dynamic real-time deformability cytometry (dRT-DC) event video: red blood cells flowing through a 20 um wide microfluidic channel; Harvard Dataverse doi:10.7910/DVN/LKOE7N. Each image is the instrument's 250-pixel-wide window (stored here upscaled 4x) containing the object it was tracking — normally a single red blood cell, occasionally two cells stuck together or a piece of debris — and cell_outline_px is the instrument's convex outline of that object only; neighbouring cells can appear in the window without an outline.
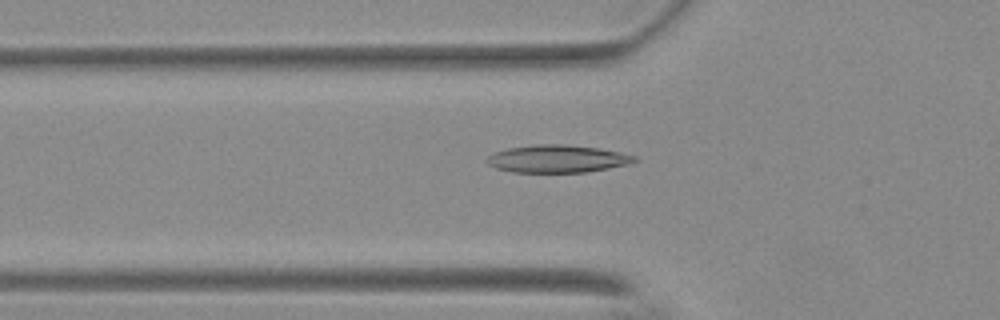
{"species": "Egyptian fruit bat (a non-hibernating species)", "species_latin": "Rousettus aegyptiacus", "temperature_condition": "warm", "stored_images_in_passage": 27, "camera_frame_rate_fps": 3000, "um_per_image_px": 0.085, "animal": {"sex": "female"}, "frame": {"image": 1, "passage_image": 19, "time_ms": 6.0, "image_size_px": [1000, 320], "cell_outline_px": [[640, 160], [628, 164], [608, 168], [584, 172], [512, 172], [496, 168], [488, 164], [484, 160], [492, 152], [508, 148], [532, 144], [564, 144], [600, 148], [620, 152], [636, 156]], "centroid_in_image_um": [47.35, 13.49], "position_along_channel_um": 78.4, "area_um2": 23.93}}
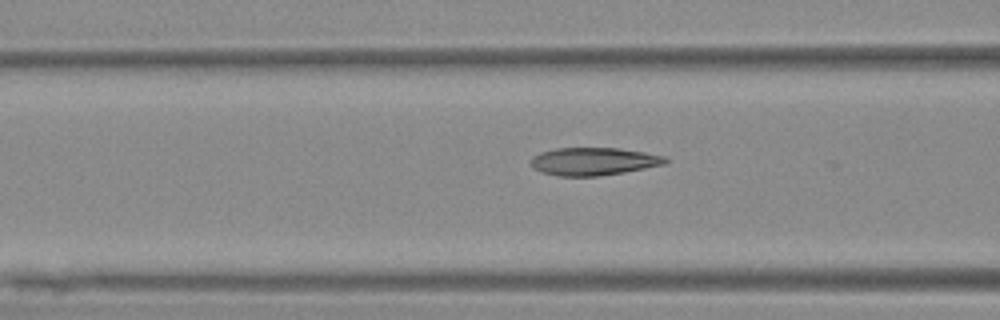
{"frame": {"image": 2, "passage_image": 22, "time_ms": 7.0, "image_size_px": [1000, 320], "cell_outline_px": [[668, 160], [664, 164], [624, 172], [600, 176], [556, 176], [540, 172], [532, 168], [532, 156], [540, 152], [556, 148], [616, 148], [644, 152], [664, 156]], "centroid_in_image_um": [50.4, 13.72], "position_along_channel_um": 116.2, "area_um2": 21.73}}
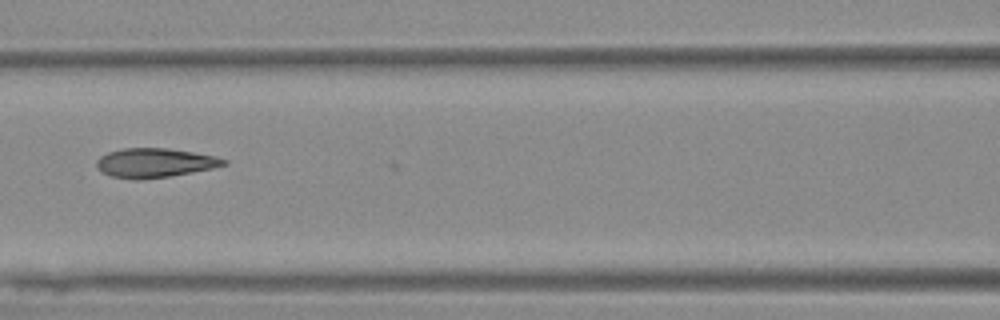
{"frame": {"image": 3, "passage_image": 25, "time_ms": 8.0, "image_size_px": [1000, 320], "cell_outline_px": [[228, 164], [212, 168], [192, 172], [168, 176], [140, 180], [136, 180], [112, 176], [104, 172], [96, 164], [96, 160], [100, 156], [108, 152], [124, 148], [168, 148], [216, 156], [228, 160]], "centroid_in_image_um": [13.18, 13.83], "position_along_channel_um": 153.4, "area_um2": 21.5}}